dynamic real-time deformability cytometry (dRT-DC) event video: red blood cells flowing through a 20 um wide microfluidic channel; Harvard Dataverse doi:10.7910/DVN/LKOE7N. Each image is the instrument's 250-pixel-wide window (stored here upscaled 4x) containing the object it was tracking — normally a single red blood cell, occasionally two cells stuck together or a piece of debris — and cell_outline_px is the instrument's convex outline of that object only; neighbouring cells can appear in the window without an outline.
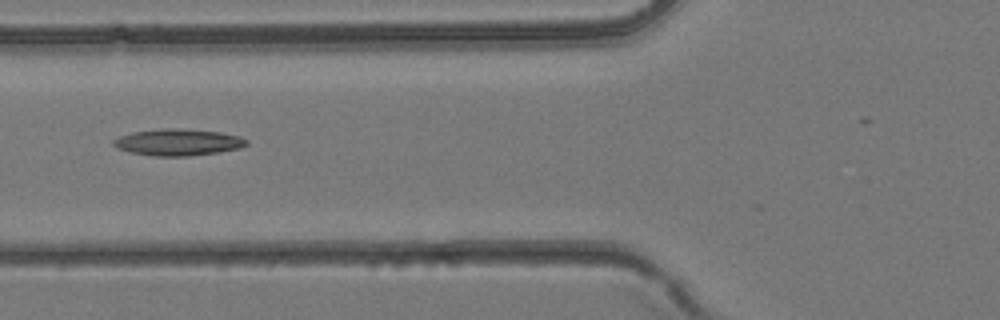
{"species": "common noctule bat (a hibernating species)", "species_latin": "Nyctalus noctula", "temperature_condition": "room temperature", "stored_images_in_passage": 5, "camera_frame_rate_fps": 3000, "um_per_image_px": 0.085, "animal": {"sex": "female", "body_mass_g": 24.6, "forearm_length_mm": 56.2}, "frame": {"image": 1, "passage_image": 5, "time_ms": 1.333, "image_size_px": [1000, 320], "cell_outline_px": [[248, 144], [240, 148], [216, 152], [188, 156], [152, 156], [132, 152], [116, 148], [112, 144], [112, 140], [120, 136], [132, 132], [160, 128], [172, 128], [220, 132], [240, 136], [248, 140]], "centroid_in_image_um": [15.11, 12.09], "position_along_channel_um": 110.7, "area_um2": 20.58}}